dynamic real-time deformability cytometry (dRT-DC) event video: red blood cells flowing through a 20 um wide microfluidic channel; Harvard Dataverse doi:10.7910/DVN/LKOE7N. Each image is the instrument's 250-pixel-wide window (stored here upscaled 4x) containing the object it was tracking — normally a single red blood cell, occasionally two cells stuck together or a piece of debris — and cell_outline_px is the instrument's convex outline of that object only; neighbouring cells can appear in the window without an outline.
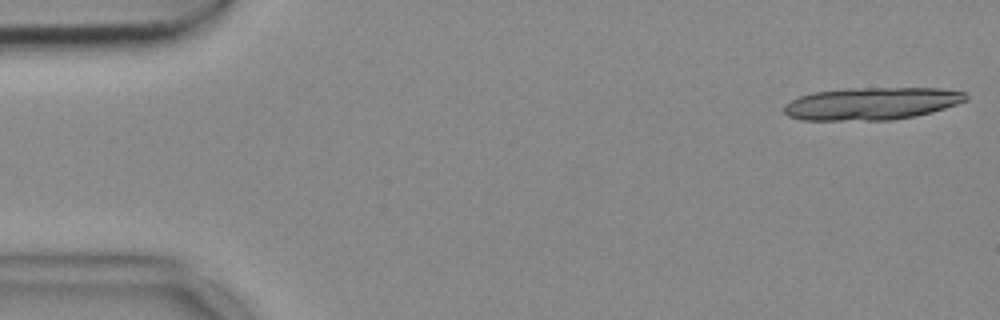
{"species": "common noctule bat (a hibernating species)", "species_latin": "Nyctalus noctula", "temperature_condition": "cold", "stored_images_in_passage": 18, "camera_frame_rate_fps": 3000, "um_per_image_px": 0.085, "animal": {"sex": "female", "body_mass_g": 18.4}, "frame": {"image": 1, "passage_image": 1, "time_ms": 0.0, "image_size_px": [1000, 320], "cell_outline_px": [[968, 100], [932, 112], [916, 116], [892, 120], [800, 120], [788, 116], [784, 112], [784, 104], [800, 96], [812, 92], [844, 88], [940, 88], [964, 92], [968, 96]], "centroid_in_image_um": [74.07, 8.8], "position_along_channel_um": 10.9, "area_um2": 34.62}}